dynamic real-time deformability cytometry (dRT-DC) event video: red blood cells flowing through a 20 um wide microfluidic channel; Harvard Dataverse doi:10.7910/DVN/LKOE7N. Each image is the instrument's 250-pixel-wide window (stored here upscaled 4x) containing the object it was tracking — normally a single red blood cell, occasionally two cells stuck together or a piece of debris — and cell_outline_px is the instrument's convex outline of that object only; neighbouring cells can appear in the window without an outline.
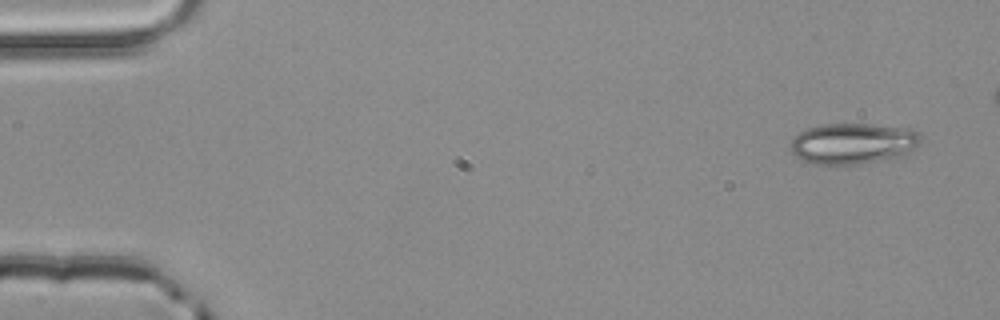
{"species": "common noctule bat (a hibernating species)", "species_latin": "Nyctalus noctula", "temperature_condition": "room temperature", "stored_images_in_passage": 4, "camera_frame_rate_fps": 3000, "um_per_image_px": 0.085, "animal": {"sex": "male", "body_mass_g": 20.4}, "frame": {"image": 1, "passage_image": 1, "time_ms": 0.0, "image_size_px": [1000, 320], "cell_outline_px": [[924, 136], [920, 144], [916, 148], [900, 156], [860, 164], [816, 164], [804, 160], [796, 156], [792, 152], [788, 144], [792, 136], [804, 128], [824, 124], [868, 124], [908, 128], [920, 132]], "centroid_in_image_um": [72.5, 12.18], "position_along_channel_um": 12.5, "area_um2": 31.44}}